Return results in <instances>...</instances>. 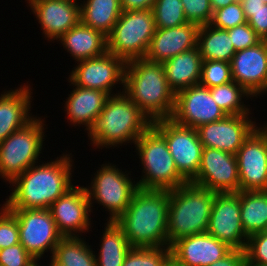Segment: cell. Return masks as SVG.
Segmentation results:
<instances>
[{
    "label": "cell",
    "mask_w": 267,
    "mask_h": 266,
    "mask_svg": "<svg viewBox=\"0 0 267 266\" xmlns=\"http://www.w3.org/2000/svg\"><path fill=\"white\" fill-rule=\"evenodd\" d=\"M71 155L63 153L53 161L30 166L9 183L11 193L3 205L7 209H49L74 186Z\"/></svg>",
    "instance_id": "cell-1"
},
{
    "label": "cell",
    "mask_w": 267,
    "mask_h": 266,
    "mask_svg": "<svg viewBox=\"0 0 267 266\" xmlns=\"http://www.w3.org/2000/svg\"><path fill=\"white\" fill-rule=\"evenodd\" d=\"M170 191L138 188L126 211L115 221L132 247L170 246L167 223Z\"/></svg>",
    "instance_id": "cell-2"
},
{
    "label": "cell",
    "mask_w": 267,
    "mask_h": 266,
    "mask_svg": "<svg viewBox=\"0 0 267 266\" xmlns=\"http://www.w3.org/2000/svg\"><path fill=\"white\" fill-rule=\"evenodd\" d=\"M123 89L151 122L172 117L176 94L168 85L163 63L146 58L126 62Z\"/></svg>",
    "instance_id": "cell-3"
},
{
    "label": "cell",
    "mask_w": 267,
    "mask_h": 266,
    "mask_svg": "<svg viewBox=\"0 0 267 266\" xmlns=\"http://www.w3.org/2000/svg\"><path fill=\"white\" fill-rule=\"evenodd\" d=\"M152 125L150 119L124 93L110 95L87 134L96 149L134 144Z\"/></svg>",
    "instance_id": "cell-4"
},
{
    "label": "cell",
    "mask_w": 267,
    "mask_h": 266,
    "mask_svg": "<svg viewBox=\"0 0 267 266\" xmlns=\"http://www.w3.org/2000/svg\"><path fill=\"white\" fill-rule=\"evenodd\" d=\"M215 192L187 182L170 191L167 238L176 240L207 232Z\"/></svg>",
    "instance_id": "cell-5"
},
{
    "label": "cell",
    "mask_w": 267,
    "mask_h": 266,
    "mask_svg": "<svg viewBox=\"0 0 267 266\" xmlns=\"http://www.w3.org/2000/svg\"><path fill=\"white\" fill-rule=\"evenodd\" d=\"M134 145L143 168V176L136 181L138 188L171 191L187 183L177 170L165 138L152 125Z\"/></svg>",
    "instance_id": "cell-6"
},
{
    "label": "cell",
    "mask_w": 267,
    "mask_h": 266,
    "mask_svg": "<svg viewBox=\"0 0 267 266\" xmlns=\"http://www.w3.org/2000/svg\"><path fill=\"white\" fill-rule=\"evenodd\" d=\"M35 117L23 128L0 142V178L10 183L30 166L37 164L46 137V121Z\"/></svg>",
    "instance_id": "cell-7"
},
{
    "label": "cell",
    "mask_w": 267,
    "mask_h": 266,
    "mask_svg": "<svg viewBox=\"0 0 267 266\" xmlns=\"http://www.w3.org/2000/svg\"><path fill=\"white\" fill-rule=\"evenodd\" d=\"M155 30L152 9L123 11L107 36V51L125 62L144 58Z\"/></svg>",
    "instance_id": "cell-8"
},
{
    "label": "cell",
    "mask_w": 267,
    "mask_h": 266,
    "mask_svg": "<svg viewBox=\"0 0 267 266\" xmlns=\"http://www.w3.org/2000/svg\"><path fill=\"white\" fill-rule=\"evenodd\" d=\"M94 173L89 186L84 187L93 212V205H102L109 213L106 221H116L130 205L134 192L138 189L137 182L133 181L131 171L127 173L112 163L101 165ZM126 173V174H125ZM132 179H131V178Z\"/></svg>",
    "instance_id": "cell-9"
},
{
    "label": "cell",
    "mask_w": 267,
    "mask_h": 266,
    "mask_svg": "<svg viewBox=\"0 0 267 266\" xmlns=\"http://www.w3.org/2000/svg\"><path fill=\"white\" fill-rule=\"evenodd\" d=\"M152 126L165 138L179 174L191 182L197 176L204 148L196 129L171 118L156 120Z\"/></svg>",
    "instance_id": "cell-10"
},
{
    "label": "cell",
    "mask_w": 267,
    "mask_h": 266,
    "mask_svg": "<svg viewBox=\"0 0 267 266\" xmlns=\"http://www.w3.org/2000/svg\"><path fill=\"white\" fill-rule=\"evenodd\" d=\"M17 219L20 244L38 262L63 238L49 209H8Z\"/></svg>",
    "instance_id": "cell-11"
},
{
    "label": "cell",
    "mask_w": 267,
    "mask_h": 266,
    "mask_svg": "<svg viewBox=\"0 0 267 266\" xmlns=\"http://www.w3.org/2000/svg\"><path fill=\"white\" fill-rule=\"evenodd\" d=\"M256 127L235 154L239 191L267 190V123Z\"/></svg>",
    "instance_id": "cell-12"
},
{
    "label": "cell",
    "mask_w": 267,
    "mask_h": 266,
    "mask_svg": "<svg viewBox=\"0 0 267 266\" xmlns=\"http://www.w3.org/2000/svg\"><path fill=\"white\" fill-rule=\"evenodd\" d=\"M68 79L76 86L107 92L109 95L119 94L124 91V70L126 62L110 52L95 57L77 61ZM122 86L116 93L113 88Z\"/></svg>",
    "instance_id": "cell-13"
},
{
    "label": "cell",
    "mask_w": 267,
    "mask_h": 266,
    "mask_svg": "<svg viewBox=\"0 0 267 266\" xmlns=\"http://www.w3.org/2000/svg\"><path fill=\"white\" fill-rule=\"evenodd\" d=\"M240 213V191L216 193L207 232L232 249L245 250L248 235L242 227Z\"/></svg>",
    "instance_id": "cell-14"
},
{
    "label": "cell",
    "mask_w": 267,
    "mask_h": 266,
    "mask_svg": "<svg viewBox=\"0 0 267 266\" xmlns=\"http://www.w3.org/2000/svg\"><path fill=\"white\" fill-rule=\"evenodd\" d=\"M191 182L215 193L239 192L236 156L216 148L204 147L197 176Z\"/></svg>",
    "instance_id": "cell-15"
},
{
    "label": "cell",
    "mask_w": 267,
    "mask_h": 266,
    "mask_svg": "<svg viewBox=\"0 0 267 266\" xmlns=\"http://www.w3.org/2000/svg\"><path fill=\"white\" fill-rule=\"evenodd\" d=\"M225 116V112L214 101L210 88L196 84L176 93L171 119L180 125L196 129Z\"/></svg>",
    "instance_id": "cell-16"
},
{
    "label": "cell",
    "mask_w": 267,
    "mask_h": 266,
    "mask_svg": "<svg viewBox=\"0 0 267 266\" xmlns=\"http://www.w3.org/2000/svg\"><path fill=\"white\" fill-rule=\"evenodd\" d=\"M49 210L63 237H82V233L85 234L91 229L92 212L84 186H73L59 197Z\"/></svg>",
    "instance_id": "cell-17"
},
{
    "label": "cell",
    "mask_w": 267,
    "mask_h": 266,
    "mask_svg": "<svg viewBox=\"0 0 267 266\" xmlns=\"http://www.w3.org/2000/svg\"><path fill=\"white\" fill-rule=\"evenodd\" d=\"M250 115H226L223 119L196 128L203 147L236 154L244 140L259 126Z\"/></svg>",
    "instance_id": "cell-18"
},
{
    "label": "cell",
    "mask_w": 267,
    "mask_h": 266,
    "mask_svg": "<svg viewBox=\"0 0 267 266\" xmlns=\"http://www.w3.org/2000/svg\"><path fill=\"white\" fill-rule=\"evenodd\" d=\"M232 79L253 99L267 93V41L237 51L230 62ZM258 95V96H257Z\"/></svg>",
    "instance_id": "cell-19"
},
{
    "label": "cell",
    "mask_w": 267,
    "mask_h": 266,
    "mask_svg": "<svg viewBox=\"0 0 267 266\" xmlns=\"http://www.w3.org/2000/svg\"><path fill=\"white\" fill-rule=\"evenodd\" d=\"M38 20L44 38L58 40L80 21V2L70 0H26Z\"/></svg>",
    "instance_id": "cell-20"
},
{
    "label": "cell",
    "mask_w": 267,
    "mask_h": 266,
    "mask_svg": "<svg viewBox=\"0 0 267 266\" xmlns=\"http://www.w3.org/2000/svg\"><path fill=\"white\" fill-rule=\"evenodd\" d=\"M170 247L171 255L183 266H209L232 250L208 232L180 238Z\"/></svg>",
    "instance_id": "cell-21"
},
{
    "label": "cell",
    "mask_w": 267,
    "mask_h": 266,
    "mask_svg": "<svg viewBox=\"0 0 267 266\" xmlns=\"http://www.w3.org/2000/svg\"><path fill=\"white\" fill-rule=\"evenodd\" d=\"M199 27L188 22L173 28L156 29L144 58L164 63L171 57L196 48Z\"/></svg>",
    "instance_id": "cell-22"
},
{
    "label": "cell",
    "mask_w": 267,
    "mask_h": 266,
    "mask_svg": "<svg viewBox=\"0 0 267 266\" xmlns=\"http://www.w3.org/2000/svg\"><path fill=\"white\" fill-rule=\"evenodd\" d=\"M32 93V88L26 83L0 94V142L35 118L30 113Z\"/></svg>",
    "instance_id": "cell-23"
},
{
    "label": "cell",
    "mask_w": 267,
    "mask_h": 266,
    "mask_svg": "<svg viewBox=\"0 0 267 266\" xmlns=\"http://www.w3.org/2000/svg\"><path fill=\"white\" fill-rule=\"evenodd\" d=\"M68 82L75 88L66 98L64 111L68 121L70 120V125L76 127L84 125L82 127H85L84 131L86 130L88 134L110 95L100 90L76 86L69 79Z\"/></svg>",
    "instance_id": "cell-24"
},
{
    "label": "cell",
    "mask_w": 267,
    "mask_h": 266,
    "mask_svg": "<svg viewBox=\"0 0 267 266\" xmlns=\"http://www.w3.org/2000/svg\"><path fill=\"white\" fill-rule=\"evenodd\" d=\"M75 62L99 57L107 52V36L81 21L67 31L59 40Z\"/></svg>",
    "instance_id": "cell-25"
},
{
    "label": "cell",
    "mask_w": 267,
    "mask_h": 266,
    "mask_svg": "<svg viewBox=\"0 0 267 266\" xmlns=\"http://www.w3.org/2000/svg\"><path fill=\"white\" fill-rule=\"evenodd\" d=\"M202 58L199 49L182 52L163 63L169 87L175 92L199 84Z\"/></svg>",
    "instance_id": "cell-26"
},
{
    "label": "cell",
    "mask_w": 267,
    "mask_h": 266,
    "mask_svg": "<svg viewBox=\"0 0 267 266\" xmlns=\"http://www.w3.org/2000/svg\"><path fill=\"white\" fill-rule=\"evenodd\" d=\"M80 21L108 36L123 12L120 0H80Z\"/></svg>",
    "instance_id": "cell-27"
},
{
    "label": "cell",
    "mask_w": 267,
    "mask_h": 266,
    "mask_svg": "<svg viewBox=\"0 0 267 266\" xmlns=\"http://www.w3.org/2000/svg\"><path fill=\"white\" fill-rule=\"evenodd\" d=\"M197 48L202 60L231 62L236 53L228 31L210 24L201 25L197 35Z\"/></svg>",
    "instance_id": "cell-28"
},
{
    "label": "cell",
    "mask_w": 267,
    "mask_h": 266,
    "mask_svg": "<svg viewBox=\"0 0 267 266\" xmlns=\"http://www.w3.org/2000/svg\"><path fill=\"white\" fill-rule=\"evenodd\" d=\"M105 225L98 256L95 254L96 266H122L132 246L114 221H107Z\"/></svg>",
    "instance_id": "cell-29"
},
{
    "label": "cell",
    "mask_w": 267,
    "mask_h": 266,
    "mask_svg": "<svg viewBox=\"0 0 267 266\" xmlns=\"http://www.w3.org/2000/svg\"><path fill=\"white\" fill-rule=\"evenodd\" d=\"M240 208L242 227L248 236L264 231L267 224V190L240 191Z\"/></svg>",
    "instance_id": "cell-30"
},
{
    "label": "cell",
    "mask_w": 267,
    "mask_h": 266,
    "mask_svg": "<svg viewBox=\"0 0 267 266\" xmlns=\"http://www.w3.org/2000/svg\"><path fill=\"white\" fill-rule=\"evenodd\" d=\"M95 254L84 236L63 237L55 247L51 258L61 266H96Z\"/></svg>",
    "instance_id": "cell-31"
},
{
    "label": "cell",
    "mask_w": 267,
    "mask_h": 266,
    "mask_svg": "<svg viewBox=\"0 0 267 266\" xmlns=\"http://www.w3.org/2000/svg\"><path fill=\"white\" fill-rule=\"evenodd\" d=\"M211 95L217 105L226 115H250L252 114L244 97L252 101L253 96L235 81L210 88Z\"/></svg>",
    "instance_id": "cell-32"
},
{
    "label": "cell",
    "mask_w": 267,
    "mask_h": 266,
    "mask_svg": "<svg viewBox=\"0 0 267 266\" xmlns=\"http://www.w3.org/2000/svg\"><path fill=\"white\" fill-rule=\"evenodd\" d=\"M181 0H155L152 11L156 29L173 28L188 23Z\"/></svg>",
    "instance_id": "cell-33"
},
{
    "label": "cell",
    "mask_w": 267,
    "mask_h": 266,
    "mask_svg": "<svg viewBox=\"0 0 267 266\" xmlns=\"http://www.w3.org/2000/svg\"><path fill=\"white\" fill-rule=\"evenodd\" d=\"M171 256V247H132L122 266H162Z\"/></svg>",
    "instance_id": "cell-34"
},
{
    "label": "cell",
    "mask_w": 267,
    "mask_h": 266,
    "mask_svg": "<svg viewBox=\"0 0 267 266\" xmlns=\"http://www.w3.org/2000/svg\"><path fill=\"white\" fill-rule=\"evenodd\" d=\"M233 81L231 65L220 60H202L200 82L207 88L216 87Z\"/></svg>",
    "instance_id": "cell-35"
},
{
    "label": "cell",
    "mask_w": 267,
    "mask_h": 266,
    "mask_svg": "<svg viewBox=\"0 0 267 266\" xmlns=\"http://www.w3.org/2000/svg\"><path fill=\"white\" fill-rule=\"evenodd\" d=\"M241 5L247 23L262 40L267 41V4L261 0H244Z\"/></svg>",
    "instance_id": "cell-36"
},
{
    "label": "cell",
    "mask_w": 267,
    "mask_h": 266,
    "mask_svg": "<svg viewBox=\"0 0 267 266\" xmlns=\"http://www.w3.org/2000/svg\"><path fill=\"white\" fill-rule=\"evenodd\" d=\"M246 22L241 3L235 2L213 11L210 25L218 29L228 30Z\"/></svg>",
    "instance_id": "cell-37"
},
{
    "label": "cell",
    "mask_w": 267,
    "mask_h": 266,
    "mask_svg": "<svg viewBox=\"0 0 267 266\" xmlns=\"http://www.w3.org/2000/svg\"><path fill=\"white\" fill-rule=\"evenodd\" d=\"M20 243L18 221L2 204L0 208V249Z\"/></svg>",
    "instance_id": "cell-38"
},
{
    "label": "cell",
    "mask_w": 267,
    "mask_h": 266,
    "mask_svg": "<svg viewBox=\"0 0 267 266\" xmlns=\"http://www.w3.org/2000/svg\"><path fill=\"white\" fill-rule=\"evenodd\" d=\"M244 251L247 264L267 266V233L262 231L248 236Z\"/></svg>",
    "instance_id": "cell-39"
},
{
    "label": "cell",
    "mask_w": 267,
    "mask_h": 266,
    "mask_svg": "<svg viewBox=\"0 0 267 266\" xmlns=\"http://www.w3.org/2000/svg\"><path fill=\"white\" fill-rule=\"evenodd\" d=\"M181 2L188 22L199 26L210 24L213 17L210 0H181Z\"/></svg>",
    "instance_id": "cell-40"
},
{
    "label": "cell",
    "mask_w": 267,
    "mask_h": 266,
    "mask_svg": "<svg viewBox=\"0 0 267 266\" xmlns=\"http://www.w3.org/2000/svg\"><path fill=\"white\" fill-rule=\"evenodd\" d=\"M227 31L236 52L253 47L262 41L247 22Z\"/></svg>",
    "instance_id": "cell-41"
},
{
    "label": "cell",
    "mask_w": 267,
    "mask_h": 266,
    "mask_svg": "<svg viewBox=\"0 0 267 266\" xmlns=\"http://www.w3.org/2000/svg\"><path fill=\"white\" fill-rule=\"evenodd\" d=\"M36 261L20 243L0 249V266H32Z\"/></svg>",
    "instance_id": "cell-42"
},
{
    "label": "cell",
    "mask_w": 267,
    "mask_h": 266,
    "mask_svg": "<svg viewBox=\"0 0 267 266\" xmlns=\"http://www.w3.org/2000/svg\"><path fill=\"white\" fill-rule=\"evenodd\" d=\"M246 256L244 250L232 249L222 259L210 264L209 266H244Z\"/></svg>",
    "instance_id": "cell-43"
},
{
    "label": "cell",
    "mask_w": 267,
    "mask_h": 266,
    "mask_svg": "<svg viewBox=\"0 0 267 266\" xmlns=\"http://www.w3.org/2000/svg\"><path fill=\"white\" fill-rule=\"evenodd\" d=\"M122 10H145L152 9L155 0H120Z\"/></svg>",
    "instance_id": "cell-44"
},
{
    "label": "cell",
    "mask_w": 267,
    "mask_h": 266,
    "mask_svg": "<svg viewBox=\"0 0 267 266\" xmlns=\"http://www.w3.org/2000/svg\"><path fill=\"white\" fill-rule=\"evenodd\" d=\"M235 2H236L235 0H210V4L213 11L223 8L227 5L233 4Z\"/></svg>",
    "instance_id": "cell-45"
},
{
    "label": "cell",
    "mask_w": 267,
    "mask_h": 266,
    "mask_svg": "<svg viewBox=\"0 0 267 266\" xmlns=\"http://www.w3.org/2000/svg\"><path fill=\"white\" fill-rule=\"evenodd\" d=\"M162 266H183L172 255L165 261Z\"/></svg>",
    "instance_id": "cell-46"
},
{
    "label": "cell",
    "mask_w": 267,
    "mask_h": 266,
    "mask_svg": "<svg viewBox=\"0 0 267 266\" xmlns=\"http://www.w3.org/2000/svg\"><path fill=\"white\" fill-rule=\"evenodd\" d=\"M50 259H51V261H49L50 264H48V266H61L59 263H57L56 261H54L52 258H50Z\"/></svg>",
    "instance_id": "cell-47"
},
{
    "label": "cell",
    "mask_w": 267,
    "mask_h": 266,
    "mask_svg": "<svg viewBox=\"0 0 267 266\" xmlns=\"http://www.w3.org/2000/svg\"><path fill=\"white\" fill-rule=\"evenodd\" d=\"M38 261H36L32 266H43V264L41 265V263H37Z\"/></svg>",
    "instance_id": "cell-48"
},
{
    "label": "cell",
    "mask_w": 267,
    "mask_h": 266,
    "mask_svg": "<svg viewBox=\"0 0 267 266\" xmlns=\"http://www.w3.org/2000/svg\"><path fill=\"white\" fill-rule=\"evenodd\" d=\"M244 266H260V265H254V264H247V263H245Z\"/></svg>",
    "instance_id": "cell-49"
},
{
    "label": "cell",
    "mask_w": 267,
    "mask_h": 266,
    "mask_svg": "<svg viewBox=\"0 0 267 266\" xmlns=\"http://www.w3.org/2000/svg\"><path fill=\"white\" fill-rule=\"evenodd\" d=\"M236 2H238V3H241V2H243L244 0H235Z\"/></svg>",
    "instance_id": "cell-50"
},
{
    "label": "cell",
    "mask_w": 267,
    "mask_h": 266,
    "mask_svg": "<svg viewBox=\"0 0 267 266\" xmlns=\"http://www.w3.org/2000/svg\"><path fill=\"white\" fill-rule=\"evenodd\" d=\"M264 232H266V233H267V224H266V227H265V229H264Z\"/></svg>",
    "instance_id": "cell-51"
}]
</instances>
